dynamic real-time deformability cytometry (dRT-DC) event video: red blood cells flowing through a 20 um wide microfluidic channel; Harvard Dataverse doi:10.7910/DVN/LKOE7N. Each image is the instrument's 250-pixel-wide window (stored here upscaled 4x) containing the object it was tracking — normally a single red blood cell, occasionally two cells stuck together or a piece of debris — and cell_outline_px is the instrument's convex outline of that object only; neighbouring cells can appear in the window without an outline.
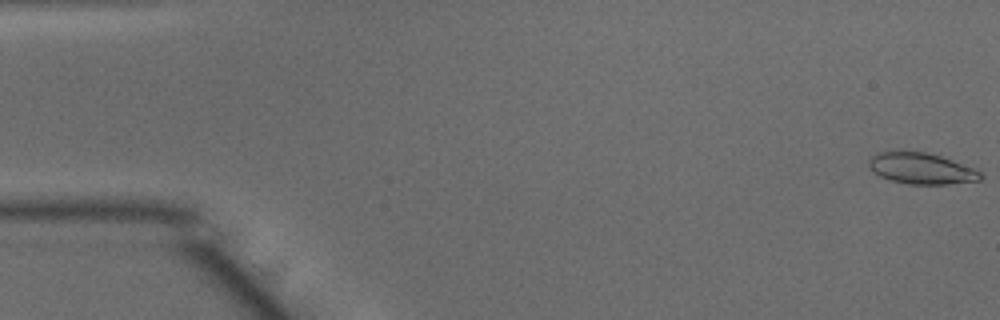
{"species": "common noctule bat (a hibernating species)", "species_latin": "Nyctalus noctula", "temperature_condition": "warm", "stored_images_in_passage": 50, "camera_frame_rate_fps": 3000, "um_per_image_px": 0.085, "animal": {"sex": "male", "body_mass_g": 15.6}, "frame": {"image": 1, "passage_image": 1, "time_ms": 0.0, "image_size_px": [1000, 320], "cell_outline_px": [[984, 176], [980, 180], [948, 184], [908, 184], [892, 180], [880, 176], [868, 164], [868, 160], [872, 156], [880, 152], [896, 148], [900, 148], [924, 152], [940, 156], [952, 160], [972, 168], [980, 172]], "centroid_in_image_um": [78.27, 14.28], "position_along_channel_um": 6.7, "area_um2": 20.46}}
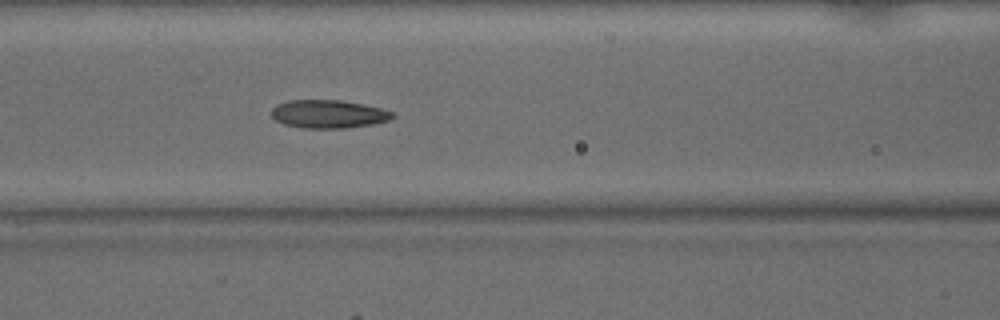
{"frame": {"image": 2, "passage_image": 21, "time_ms": 6.667, "image_size_px": [1000, 320], "cell_outline_px": [[392, 116], [388, 120], [372, 124], [344, 128], [300, 128], [284, 124], [276, 120], [272, 116], [272, 108], [276, 104], [288, 100], [340, 100], [364, 104], [380, 108], [392, 112]], "centroid_in_image_um": [27.86, 9.69], "position_along_channel_um": 138.7, "area_um2": 19.77}}
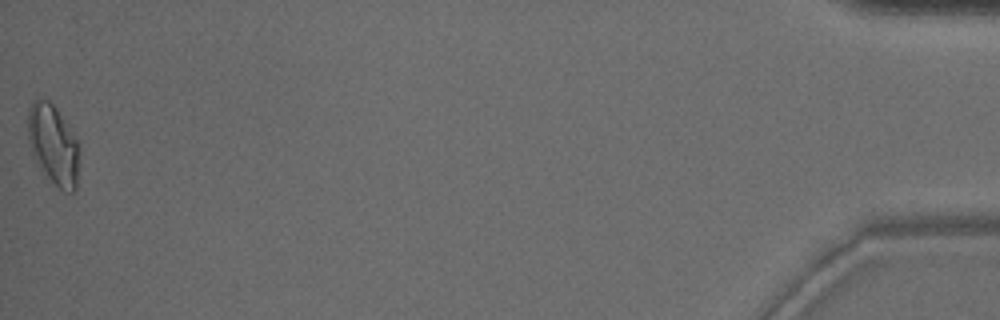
{"frame": {"image": 3, "passage_image": 50, "time_ms": 16.333, "image_size_px": [1000, 320], "cell_outline_px": [[80, 148], [76, 188], [72, 192], [64, 192], [48, 176], [32, 152], [28, 140], [28, 108], [36, 100], [48, 100], [56, 108], [76, 140]], "centroid_in_image_um": [4.55, 12.3], "position_along_channel_um": 430.7, "area_um2": 23.12}, "authors_computed_cell_mechanics": {"area_um2": 20.1144, "velocity_mm_per_s": 4.0534, "shape_relaxation_time_tau1_ms": 4.8857, "shape_relaxation_time_tau2_ms": 1.9607, "deformation_change_tau1": 0.1734, "deformation_change_tau2": 0.0923}}